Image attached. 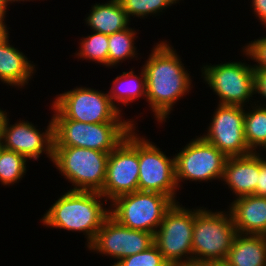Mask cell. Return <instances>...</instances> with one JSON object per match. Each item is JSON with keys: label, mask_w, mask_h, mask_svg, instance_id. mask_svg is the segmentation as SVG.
I'll return each instance as SVG.
<instances>
[{"label": "cell", "mask_w": 266, "mask_h": 266, "mask_svg": "<svg viewBox=\"0 0 266 266\" xmlns=\"http://www.w3.org/2000/svg\"><path fill=\"white\" fill-rule=\"evenodd\" d=\"M92 33L80 39L79 50L74 56L108 67V35L95 31Z\"/></svg>", "instance_id": "cell-24"}, {"label": "cell", "mask_w": 266, "mask_h": 266, "mask_svg": "<svg viewBox=\"0 0 266 266\" xmlns=\"http://www.w3.org/2000/svg\"><path fill=\"white\" fill-rule=\"evenodd\" d=\"M137 33V30L129 27L108 35V68L117 67L127 59H139L137 47L134 46Z\"/></svg>", "instance_id": "cell-23"}, {"label": "cell", "mask_w": 266, "mask_h": 266, "mask_svg": "<svg viewBox=\"0 0 266 266\" xmlns=\"http://www.w3.org/2000/svg\"><path fill=\"white\" fill-rule=\"evenodd\" d=\"M243 55L253 62L257 63L252 65L253 69H265L266 70V36L249 41L242 48Z\"/></svg>", "instance_id": "cell-28"}, {"label": "cell", "mask_w": 266, "mask_h": 266, "mask_svg": "<svg viewBox=\"0 0 266 266\" xmlns=\"http://www.w3.org/2000/svg\"><path fill=\"white\" fill-rule=\"evenodd\" d=\"M155 44L142 68L146 75V102L160 125L170 118L176 102L192 90L193 80L167 40Z\"/></svg>", "instance_id": "cell-1"}, {"label": "cell", "mask_w": 266, "mask_h": 266, "mask_svg": "<svg viewBox=\"0 0 266 266\" xmlns=\"http://www.w3.org/2000/svg\"><path fill=\"white\" fill-rule=\"evenodd\" d=\"M6 17H0V40H2L5 36L9 34V28L7 27V24L5 23Z\"/></svg>", "instance_id": "cell-33"}, {"label": "cell", "mask_w": 266, "mask_h": 266, "mask_svg": "<svg viewBox=\"0 0 266 266\" xmlns=\"http://www.w3.org/2000/svg\"><path fill=\"white\" fill-rule=\"evenodd\" d=\"M5 111H6V110H2V109L0 108V123H1V119H2V116H3V114H4Z\"/></svg>", "instance_id": "cell-37"}, {"label": "cell", "mask_w": 266, "mask_h": 266, "mask_svg": "<svg viewBox=\"0 0 266 266\" xmlns=\"http://www.w3.org/2000/svg\"><path fill=\"white\" fill-rule=\"evenodd\" d=\"M52 119H71L83 123L132 122L112 104L108 93L98 89L77 86L56 95L51 104ZM135 123V124H134Z\"/></svg>", "instance_id": "cell-3"}, {"label": "cell", "mask_w": 266, "mask_h": 266, "mask_svg": "<svg viewBox=\"0 0 266 266\" xmlns=\"http://www.w3.org/2000/svg\"><path fill=\"white\" fill-rule=\"evenodd\" d=\"M138 74L136 75L135 71L131 69L129 72H122V74L117 75L112 81L113 85L108 91V95L112 104L120 112H122L119 107L121 104L127 106L128 103H133L143 97L146 100V75L142 67Z\"/></svg>", "instance_id": "cell-21"}, {"label": "cell", "mask_w": 266, "mask_h": 266, "mask_svg": "<svg viewBox=\"0 0 266 266\" xmlns=\"http://www.w3.org/2000/svg\"><path fill=\"white\" fill-rule=\"evenodd\" d=\"M114 266H170L163 255L158 250L157 246L153 244L148 249L123 258L116 262Z\"/></svg>", "instance_id": "cell-27"}, {"label": "cell", "mask_w": 266, "mask_h": 266, "mask_svg": "<svg viewBox=\"0 0 266 266\" xmlns=\"http://www.w3.org/2000/svg\"><path fill=\"white\" fill-rule=\"evenodd\" d=\"M234 199L227 209L237 233L266 236V197L252 194Z\"/></svg>", "instance_id": "cell-17"}, {"label": "cell", "mask_w": 266, "mask_h": 266, "mask_svg": "<svg viewBox=\"0 0 266 266\" xmlns=\"http://www.w3.org/2000/svg\"><path fill=\"white\" fill-rule=\"evenodd\" d=\"M90 13L86 15L85 23L95 32L106 35L129 28L130 19L119 0H109L105 3H95Z\"/></svg>", "instance_id": "cell-19"}, {"label": "cell", "mask_w": 266, "mask_h": 266, "mask_svg": "<svg viewBox=\"0 0 266 266\" xmlns=\"http://www.w3.org/2000/svg\"><path fill=\"white\" fill-rule=\"evenodd\" d=\"M260 170V153L228 157L222 182L235 198L254 194Z\"/></svg>", "instance_id": "cell-16"}, {"label": "cell", "mask_w": 266, "mask_h": 266, "mask_svg": "<svg viewBox=\"0 0 266 266\" xmlns=\"http://www.w3.org/2000/svg\"><path fill=\"white\" fill-rule=\"evenodd\" d=\"M260 152V170L256 190L253 195L266 197V156ZM264 156V157H263Z\"/></svg>", "instance_id": "cell-30"}, {"label": "cell", "mask_w": 266, "mask_h": 266, "mask_svg": "<svg viewBox=\"0 0 266 266\" xmlns=\"http://www.w3.org/2000/svg\"><path fill=\"white\" fill-rule=\"evenodd\" d=\"M225 262L229 266H266V236L237 233Z\"/></svg>", "instance_id": "cell-20"}, {"label": "cell", "mask_w": 266, "mask_h": 266, "mask_svg": "<svg viewBox=\"0 0 266 266\" xmlns=\"http://www.w3.org/2000/svg\"><path fill=\"white\" fill-rule=\"evenodd\" d=\"M252 65L242 61L206 64L201 67V78L218 96L217 104L247 107V104L255 103L250 100H255L253 99L255 70Z\"/></svg>", "instance_id": "cell-8"}, {"label": "cell", "mask_w": 266, "mask_h": 266, "mask_svg": "<svg viewBox=\"0 0 266 266\" xmlns=\"http://www.w3.org/2000/svg\"><path fill=\"white\" fill-rule=\"evenodd\" d=\"M180 204L173 203L154 233V244L170 266L192 260L195 215L202 208L189 209Z\"/></svg>", "instance_id": "cell-9"}, {"label": "cell", "mask_w": 266, "mask_h": 266, "mask_svg": "<svg viewBox=\"0 0 266 266\" xmlns=\"http://www.w3.org/2000/svg\"><path fill=\"white\" fill-rule=\"evenodd\" d=\"M5 111L0 123V137L5 149L21 154L27 160L38 161L42 154H46L50 161L53 160V120L41 131L37 125L29 121H16L10 124Z\"/></svg>", "instance_id": "cell-14"}, {"label": "cell", "mask_w": 266, "mask_h": 266, "mask_svg": "<svg viewBox=\"0 0 266 266\" xmlns=\"http://www.w3.org/2000/svg\"><path fill=\"white\" fill-rule=\"evenodd\" d=\"M173 201L158 192L135 191L110 202V216L124 227L155 233Z\"/></svg>", "instance_id": "cell-7"}, {"label": "cell", "mask_w": 266, "mask_h": 266, "mask_svg": "<svg viewBox=\"0 0 266 266\" xmlns=\"http://www.w3.org/2000/svg\"><path fill=\"white\" fill-rule=\"evenodd\" d=\"M9 35L0 40V81L22 89L33 78L36 65L18 48L10 45Z\"/></svg>", "instance_id": "cell-18"}, {"label": "cell", "mask_w": 266, "mask_h": 266, "mask_svg": "<svg viewBox=\"0 0 266 266\" xmlns=\"http://www.w3.org/2000/svg\"><path fill=\"white\" fill-rule=\"evenodd\" d=\"M214 111L206 133L200 136L227 157L245 156L252 153L244 135L245 108L218 104Z\"/></svg>", "instance_id": "cell-13"}, {"label": "cell", "mask_w": 266, "mask_h": 266, "mask_svg": "<svg viewBox=\"0 0 266 266\" xmlns=\"http://www.w3.org/2000/svg\"><path fill=\"white\" fill-rule=\"evenodd\" d=\"M175 154V180L181 182L222 181L228 157L217 147L205 141L200 135Z\"/></svg>", "instance_id": "cell-10"}, {"label": "cell", "mask_w": 266, "mask_h": 266, "mask_svg": "<svg viewBox=\"0 0 266 266\" xmlns=\"http://www.w3.org/2000/svg\"><path fill=\"white\" fill-rule=\"evenodd\" d=\"M252 5L250 6L255 17L260 20L261 25L266 27V0H251ZM253 8V9H252Z\"/></svg>", "instance_id": "cell-31"}, {"label": "cell", "mask_w": 266, "mask_h": 266, "mask_svg": "<svg viewBox=\"0 0 266 266\" xmlns=\"http://www.w3.org/2000/svg\"><path fill=\"white\" fill-rule=\"evenodd\" d=\"M109 153L79 147H53V165L74 191L101 192Z\"/></svg>", "instance_id": "cell-6"}, {"label": "cell", "mask_w": 266, "mask_h": 266, "mask_svg": "<svg viewBox=\"0 0 266 266\" xmlns=\"http://www.w3.org/2000/svg\"><path fill=\"white\" fill-rule=\"evenodd\" d=\"M134 127L109 153L106 179L100 192L109 202L116 197L138 191L139 134Z\"/></svg>", "instance_id": "cell-11"}, {"label": "cell", "mask_w": 266, "mask_h": 266, "mask_svg": "<svg viewBox=\"0 0 266 266\" xmlns=\"http://www.w3.org/2000/svg\"><path fill=\"white\" fill-rule=\"evenodd\" d=\"M104 199L100 192L67 190L46 210L40 222L50 228L82 232L88 247L110 216V208L103 205L109 201Z\"/></svg>", "instance_id": "cell-2"}, {"label": "cell", "mask_w": 266, "mask_h": 266, "mask_svg": "<svg viewBox=\"0 0 266 266\" xmlns=\"http://www.w3.org/2000/svg\"><path fill=\"white\" fill-rule=\"evenodd\" d=\"M254 94H258L261 97V101L266 100V70L265 69H254ZM264 102L263 104L259 103V105L266 106Z\"/></svg>", "instance_id": "cell-29"}, {"label": "cell", "mask_w": 266, "mask_h": 266, "mask_svg": "<svg viewBox=\"0 0 266 266\" xmlns=\"http://www.w3.org/2000/svg\"><path fill=\"white\" fill-rule=\"evenodd\" d=\"M154 244V234L134 230L119 224L109 216L97 232L88 250L102 256L111 257L117 262L128 256L140 253Z\"/></svg>", "instance_id": "cell-15"}, {"label": "cell", "mask_w": 266, "mask_h": 266, "mask_svg": "<svg viewBox=\"0 0 266 266\" xmlns=\"http://www.w3.org/2000/svg\"><path fill=\"white\" fill-rule=\"evenodd\" d=\"M172 266H211V263L192 259V260L173 264Z\"/></svg>", "instance_id": "cell-32"}, {"label": "cell", "mask_w": 266, "mask_h": 266, "mask_svg": "<svg viewBox=\"0 0 266 266\" xmlns=\"http://www.w3.org/2000/svg\"><path fill=\"white\" fill-rule=\"evenodd\" d=\"M53 120V147H79L110 153L135 127L132 122L83 123Z\"/></svg>", "instance_id": "cell-4"}, {"label": "cell", "mask_w": 266, "mask_h": 266, "mask_svg": "<svg viewBox=\"0 0 266 266\" xmlns=\"http://www.w3.org/2000/svg\"><path fill=\"white\" fill-rule=\"evenodd\" d=\"M211 266H229L225 261L222 262H212Z\"/></svg>", "instance_id": "cell-35"}, {"label": "cell", "mask_w": 266, "mask_h": 266, "mask_svg": "<svg viewBox=\"0 0 266 266\" xmlns=\"http://www.w3.org/2000/svg\"><path fill=\"white\" fill-rule=\"evenodd\" d=\"M154 142L139 134L138 191L158 192L177 201L178 186L175 180V156L166 153Z\"/></svg>", "instance_id": "cell-12"}, {"label": "cell", "mask_w": 266, "mask_h": 266, "mask_svg": "<svg viewBox=\"0 0 266 266\" xmlns=\"http://www.w3.org/2000/svg\"><path fill=\"white\" fill-rule=\"evenodd\" d=\"M10 6L7 4L6 0H0V17H6L8 9Z\"/></svg>", "instance_id": "cell-34"}, {"label": "cell", "mask_w": 266, "mask_h": 266, "mask_svg": "<svg viewBox=\"0 0 266 266\" xmlns=\"http://www.w3.org/2000/svg\"><path fill=\"white\" fill-rule=\"evenodd\" d=\"M256 101L245 107L244 135L249 150L258 153L266 145V106L258 104L260 99Z\"/></svg>", "instance_id": "cell-22"}, {"label": "cell", "mask_w": 266, "mask_h": 266, "mask_svg": "<svg viewBox=\"0 0 266 266\" xmlns=\"http://www.w3.org/2000/svg\"><path fill=\"white\" fill-rule=\"evenodd\" d=\"M28 160L19 153L3 148L0 153V182L3 186L19 183L27 172Z\"/></svg>", "instance_id": "cell-25"}, {"label": "cell", "mask_w": 266, "mask_h": 266, "mask_svg": "<svg viewBox=\"0 0 266 266\" xmlns=\"http://www.w3.org/2000/svg\"><path fill=\"white\" fill-rule=\"evenodd\" d=\"M237 234L230 211L202 207L195 215L192 259L202 262L225 261Z\"/></svg>", "instance_id": "cell-5"}, {"label": "cell", "mask_w": 266, "mask_h": 266, "mask_svg": "<svg viewBox=\"0 0 266 266\" xmlns=\"http://www.w3.org/2000/svg\"><path fill=\"white\" fill-rule=\"evenodd\" d=\"M3 148H4L3 147V143H2V140H1V137H0V153H1V151H2Z\"/></svg>", "instance_id": "cell-38"}, {"label": "cell", "mask_w": 266, "mask_h": 266, "mask_svg": "<svg viewBox=\"0 0 266 266\" xmlns=\"http://www.w3.org/2000/svg\"><path fill=\"white\" fill-rule=\"evenodd\" d=\"M21 1L22 2H25V0H6V2H7L8 5H10L12 3L14 4V2H19L20 3Z\"/></svg>", "instance_id": "cell-36"}, {"label": "cell", "mask_w": 266, "mask_h": 266, "mask_svg": "<svg viewBox=\"0 0 266 266\" xmlns=\"http://www.w3.org/2000/svg\"><path fill=\"white\" fill-rule=\"evenodd\" d=\"M123 10L131 20L135 17L145 19L149 15L157 16L169 6L179 4L181 0H119ZM161 12V13H160ZM146 16V17H145Z\"/></svg>", "instance_id": "cell-26"}]
</instances>
